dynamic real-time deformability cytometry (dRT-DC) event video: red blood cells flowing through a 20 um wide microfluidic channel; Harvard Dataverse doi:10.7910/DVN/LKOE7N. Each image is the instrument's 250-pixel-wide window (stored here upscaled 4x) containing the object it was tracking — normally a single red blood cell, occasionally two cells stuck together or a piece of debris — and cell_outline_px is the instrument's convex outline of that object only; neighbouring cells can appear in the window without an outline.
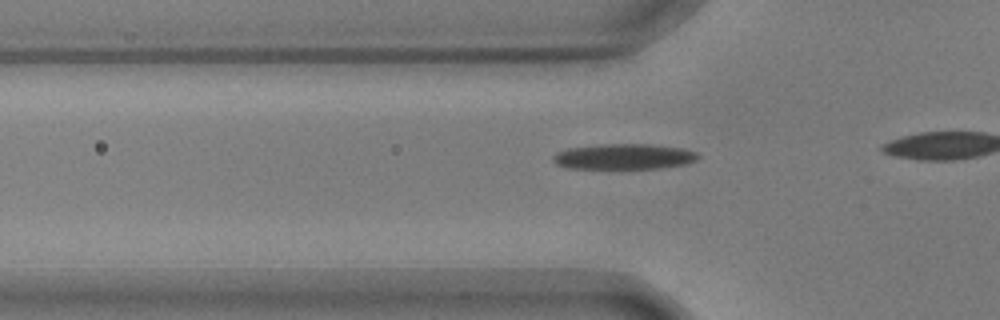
{"species": "common noctule bat (a hibernating species)", "species_latin": "Nyctalus noctula", "temperature_condition": "warm", "stored_images_in_passage": 16, "camera_frame_rate_fps": 3000, "um_per_image_px": 0.085, "animal": {"sex": "male", "body_mass_g": 17.9, "forearm_length_mm": 54.2}, "frame": {"image": 1, "passage_image": 7, "time_ms": 2.0, "image_size_px": [1000, 320], "cell_outline_px": [[700, 156], [696, 160], [688, 164], [656, 168], [564, 168], [556, 164], [552, 160], [552, 156], [556, 152], [568, 148], [600, 144], [648, 144], [684, 148], [696, 152]], "centroid_in_image_um": [53.02, 13.3], "position_along_channel_um": 72.8, "area_um2": 21.68}}
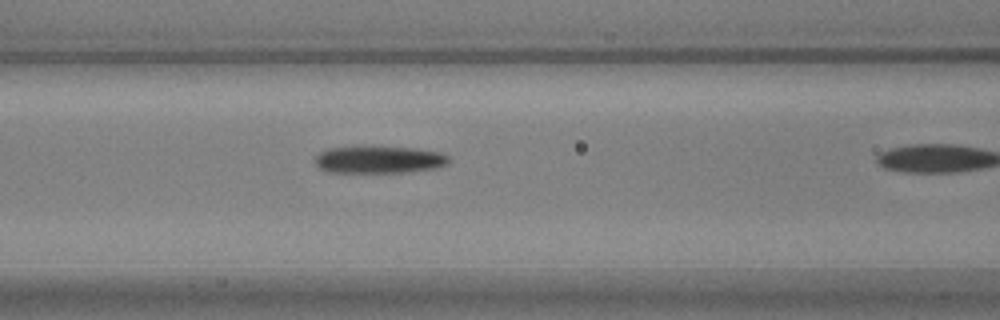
{"frame": {"image": 2, "passage_image": 12, "time_ms": 3.667, "image_size_px": [1000, 320], "cell_outline_px": [[448, 164], [436, 168], [408, 172], [332, 172], [320, 168], [316, 164], [316, 156], [320, 152], [328, 148], [360, 144], [416, 148], [440, 152], [448, 156]], "centroid_in_image_um": [32.21, 13.52], "position_along_channel_um": 134.4, "area_um2": 21.91}}